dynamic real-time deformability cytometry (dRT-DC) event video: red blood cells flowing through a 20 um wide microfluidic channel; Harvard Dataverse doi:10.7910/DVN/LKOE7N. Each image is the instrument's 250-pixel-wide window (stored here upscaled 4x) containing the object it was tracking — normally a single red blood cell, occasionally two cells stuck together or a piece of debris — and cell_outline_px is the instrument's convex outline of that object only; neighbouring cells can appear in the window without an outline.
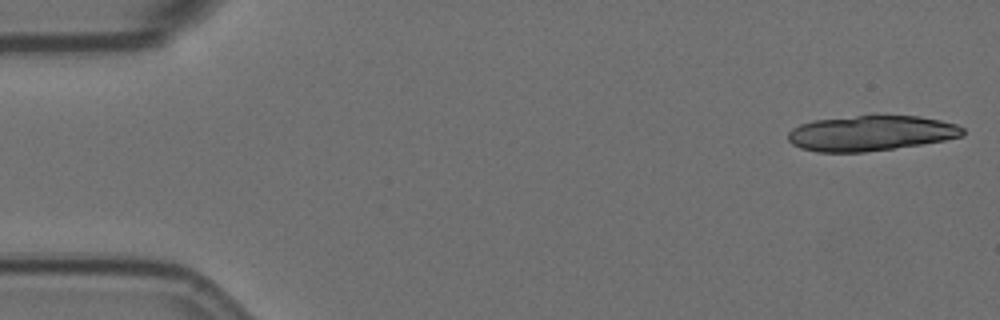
{"species": "Egyptian fruit bat (a non-hibernating species)", "species_latin": "Rousettus aegyptiacus", "temperature_condition": "room temperature", "stored_images_in_passage": 19, "camera_frame_rate_fps": 3000, "um_per_image_px": 0.085, "animal": {"sex": "female"}, "frame": {"image": 1, "passage_image": 1, "time_ms": 0.0, "image_size_px": [1000, 320], "cell_outline_px": [[964, 136], [944, 140], [920, 144], [864, 152], [816, 152], [800, 148], [792, 144], [788, 140], [788, 132], [792, 128], [800, 124], [812, 120], [856, 116], [920, 116], [940, 120], [956, 124], [964, 128]], "centroid_in_image_um": [74.0, 11.32], "position_along_channel_um": 11.0, "area_um2": 35.84}}